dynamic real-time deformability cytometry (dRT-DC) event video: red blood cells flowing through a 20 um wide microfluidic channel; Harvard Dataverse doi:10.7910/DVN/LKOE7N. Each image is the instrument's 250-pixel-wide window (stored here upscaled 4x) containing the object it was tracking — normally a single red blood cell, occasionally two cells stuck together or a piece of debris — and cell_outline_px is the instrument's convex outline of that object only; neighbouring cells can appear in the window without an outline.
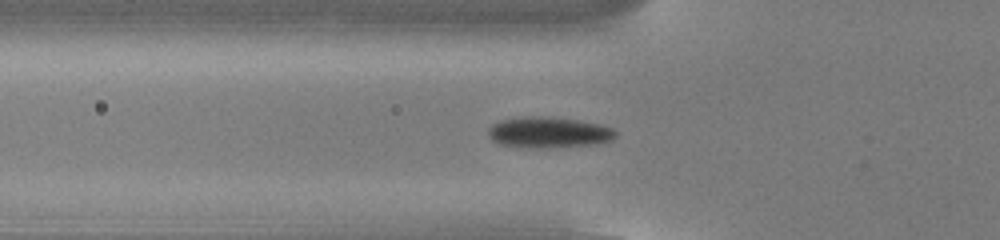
{"species": "common noctule bat (a hibernating species)", "species_latin": "Nyctalus noctula", "temperature_condition": "cold", "stored_images_in_passage": 40, "camera_frame_rate_fps": 3000, "um_per_image_px": 0.085, "animal": {"sex": "male", "body_mass_g": 13.0, "forearm_length_mm": 53.1}, "frame": {"image": 1, "passage_image": 4, "time_ms": 1.0, "image_size_px": [1000, 240], "cell_outline_px": [[616, 136], [612, 140], [596, 144], [548, 148], [540, 148], [500, 144], [492, 140], [488, 136], [488, 128], [492, 124], [500, 120], [528, 116], [540, 116], [580, 120], [600, 124], [612, 128], [616, 132]], "centroid_in_image_um": [46.65, 11.25], "position_along_channel_um": 79.2, "area_um2": 22.95}}
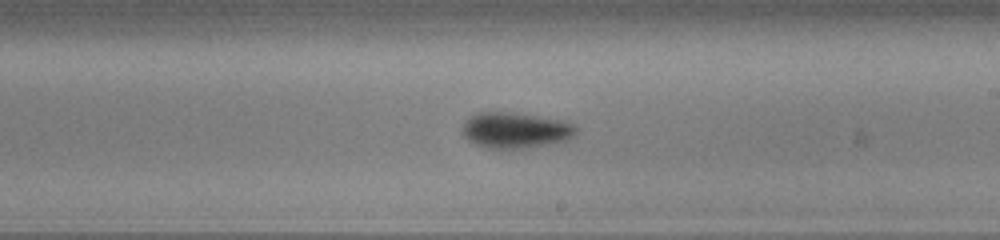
{"frame": {"image": 2, "passage_image": 17, "time_ms": 5.333, "image_size_px": [1000, 240], "cell_outline_px": [[576, 132], [568, 140], [548, 144], [524, 148], [488, 148], [476, 144], [468, 140], [460, 132], [464, 120], [476, 112], [512, 112], [560, 120], [572, 124], [576, 128]], "centroid_in_image_um": [43.74, 11.06], "position_along_channel_um": 245.3, "area_um2": 23.64}}
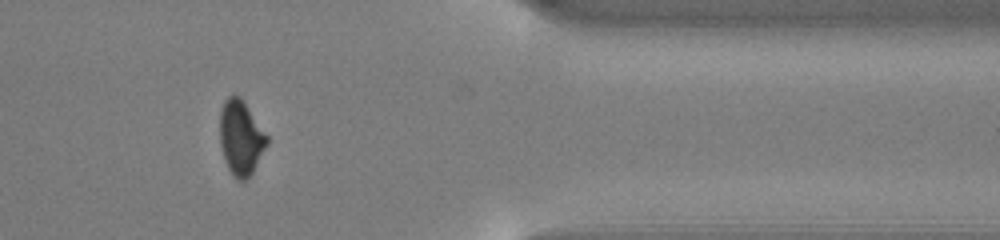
{"frame": {"image": 3, "passage_image": 30, "time_ms": 9.667, "image_size_px": [1000, 240], "cell_outline_px": [[268, 144], [252, 172], [244, 180], [236, 180], [232, 176], [224, 160], [220, 144], [220, 112], [224, 100], [228, 96], [240, 96], [268, 136]], "centroid_in_image_um": [20.46, 11.71], "position_along_channel_um": 390.9, "area_um2": 20.4}, "authors_computed_cell_mechanics": {"area_um2": 22.2241, "velocity_mm_per_s": 3.8326, "shape_relaxation_time_tau1_ms": 2.1249, "shape_relaxation_time_tau2_ms": null, "deformation_change_tau1": 0.0997, "deformation_change_tau2": null}}